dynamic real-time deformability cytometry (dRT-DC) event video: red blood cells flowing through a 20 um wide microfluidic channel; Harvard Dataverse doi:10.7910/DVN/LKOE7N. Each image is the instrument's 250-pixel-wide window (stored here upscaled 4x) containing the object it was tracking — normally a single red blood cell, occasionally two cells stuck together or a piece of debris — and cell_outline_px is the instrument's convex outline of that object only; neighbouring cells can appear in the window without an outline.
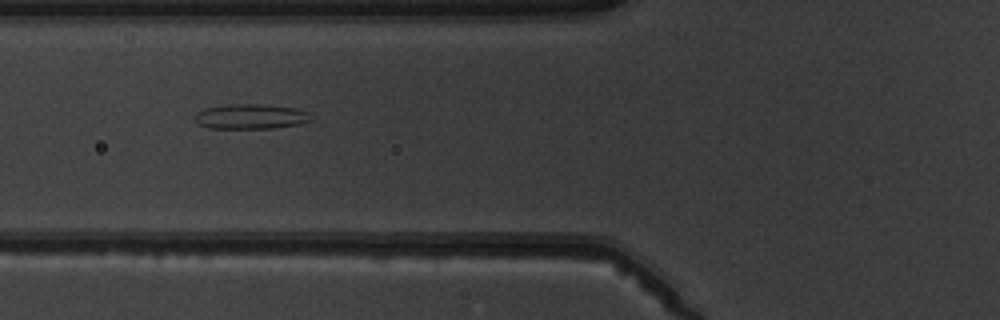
{"species": "common noctule bat (a hibernating species)", "species_latin": "Nyctalus noctula", "temperature_condition": "warm", "stored_images_in_passage": 10, "camera_frame_rate_fps": 3000, "um_per_image_px": 0.085, "animal": {"sex": "male", "body_mass_g": 19.5, "forearm_length_mm": 54.6}, "frame": {"image": 1, "passage_image": 6, "time_ms": 6.667, "image_size_px": [1000, 320], "cell_outline_px": [[316, 120], [300, 124], [272, 128], [208, 128], [200, 124], [196, 120], [196, 112], [204, 108], [228, 104], [260, 104], [296, 108], [308, 112]], "centroid_in_image_um": [21.37, 9.9], "position_along_channel_um": 104.4, "area_um2": 16.99}}
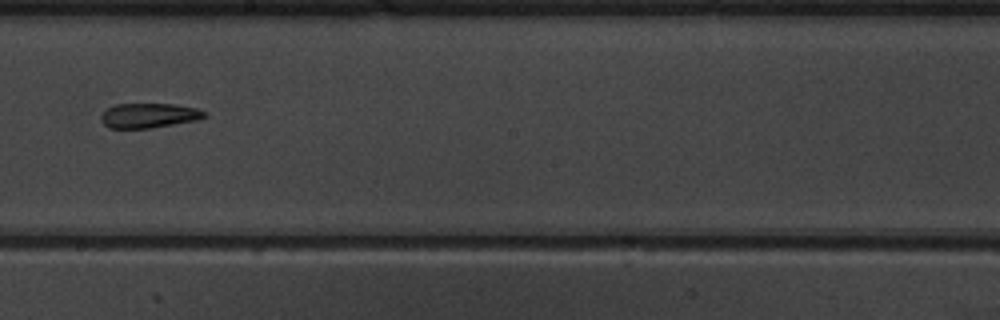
{"frame": {"image": 2, "passage_image": 9, "time_ms": 10.0, "image_size_px": [1000, 320], "cell_outline_px": [[208, 116], [196, 120], [152, 128], [108, 128], [100, 120], [100, 116], [108, 108], [116, 104], [172, 104], [196, 108], [208, 112]], "centroid_in_image_um": [12.67, 9.82], "position_along_channel_um": 235.5, "area_um2": 14.91}}
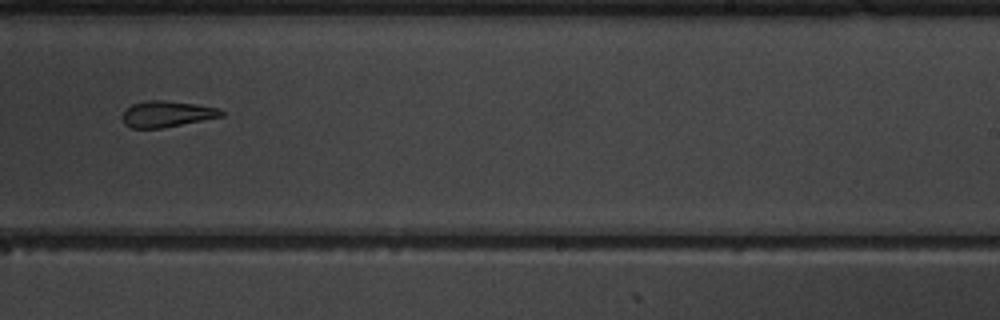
{"frame": {"image": 3, "passage_image": 10, "time_ms": 11.0, "image_size_px": [1000, 320], "cell_outline_px": [[224, 116], [204, 120], [160, 128], [132, 128], [124, 124], [120, 116], [132, 104], [148, 100], [160, 100], [196, 104], [220, 108], [224, 112]], "centroid_in_image_um": [14.18, 9.69], "position_along_channel_um": 274.8, "area_um2": 15.03}}